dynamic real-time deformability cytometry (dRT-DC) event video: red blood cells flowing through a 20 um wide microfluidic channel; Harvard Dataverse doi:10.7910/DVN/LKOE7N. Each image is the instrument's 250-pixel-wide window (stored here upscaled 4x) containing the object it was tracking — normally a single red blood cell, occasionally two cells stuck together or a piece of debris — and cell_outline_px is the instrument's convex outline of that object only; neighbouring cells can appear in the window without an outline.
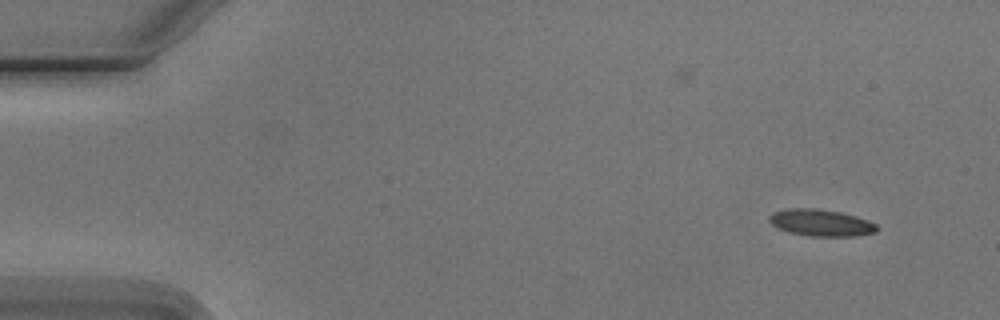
{"species": "Egyptian fruit bat (a non-hibernating species)", "species_latin": "Rousettus aegyptiacus", "temperature_condition": "cold", "stored_images_in_passage": 4, "camera_frame_rate_fps": 3000, "um_per_image_px": 0.085, "animal": {"sex": "male"}, "frame": {"image": 1, "passage_image": 1, "time_ms": 0.0, "image_size_px": [1000, 320], "cell_outline_px": [[880, 228], [876, 232], [856, 236], [808, 236], [792, 232], [780, 228], [772, 224], [768, 220], [768, 216], [772, 212], [788, 208], [816, 208], [840, 212], [856, 216], [868, 220], [876, 224]], "centroid_in_image_um": [69.8, 18.92], "position_along_channel_um": 15.2, "area_um2": 16.82}}